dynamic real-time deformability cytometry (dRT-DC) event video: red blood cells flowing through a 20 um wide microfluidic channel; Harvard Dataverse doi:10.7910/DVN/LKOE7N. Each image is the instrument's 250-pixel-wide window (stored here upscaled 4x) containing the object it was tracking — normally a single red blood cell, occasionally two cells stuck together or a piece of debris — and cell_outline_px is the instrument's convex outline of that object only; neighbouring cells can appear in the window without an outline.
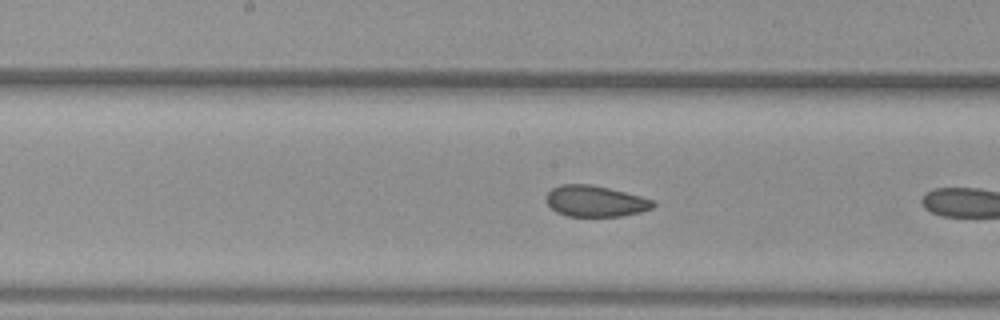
{"species": "common noctule bat (a hibernating species)", "species_latin": "Nyctalus noctula", "temperature_condition": "warm", "stored_images_in_passage": 37, "camera_frame_rate_fps": 3000, "um_per_image_px": 0.085, "animal": {"sex": "female", "body_mass_g": 29.2, "forearm_length_mm": 56.3}, "frame": {"image": 1, "passage_image": 11, "time_ms": 3.333, "image_size_px": [1000, 320], "cell_outline_px": [[656, 204], [652, 208], [640, 212], [620, 216], [568, 216], [556, 212], [544, 200], [544, 196], [552, 188], [560, 184], [588, 184], [608, 188], [656, 200]], "centroid_in_image_um": [50.58, 17.1], "position_along_channel_um": 197.6, "area_um2": 19.42}, "authors_computed_cell_mechanics": {"area_um2": 20.5768, "velocity_mm_per_s": 3.9631, "shape_relaxation_time_tau1_ms": 10.9368, "shape_relaxation_time_tau2_ms": 1.5165, "deformation_change_tau1": 0.1601, "deformation_change_tau2": 0.0402}}